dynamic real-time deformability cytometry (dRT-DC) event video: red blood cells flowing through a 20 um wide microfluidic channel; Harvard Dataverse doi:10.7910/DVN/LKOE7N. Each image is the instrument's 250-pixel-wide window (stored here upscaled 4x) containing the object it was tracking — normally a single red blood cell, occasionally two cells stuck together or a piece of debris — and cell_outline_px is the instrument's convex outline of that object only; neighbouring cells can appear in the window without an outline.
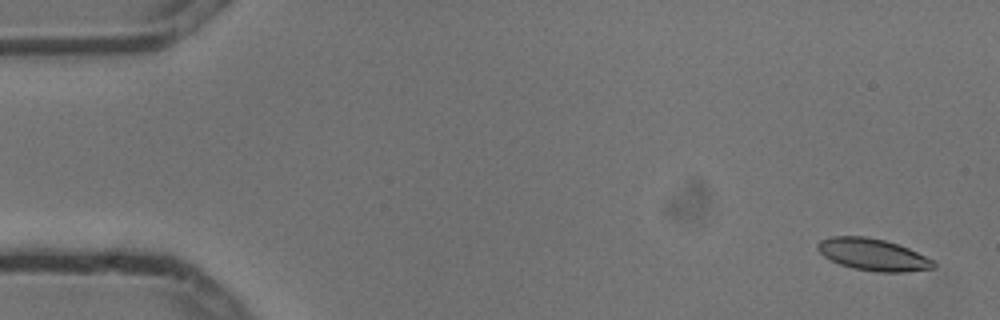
{"species": "common noctule bat (a hibernating species)", "species_latin": "Nyctalus noctula", "temperature_condition": "cold", "stored_images_in_passage": 5, "segment_of_instrument_passage": [1, 2], "camera_frame_rate_fps": 3000, "um_per_image_px": 0.085, "animal": {"sex": "male", "body_mass_g": 13.3}, "frame": {"image": 1, "passage_image": 1, "time_ms": 0.0, "image_size_px": [1000, 320], "cell_outline_px": [[936, 268], [908, 272], [876, 272], [852, 268], [840, 264], [824, 256], [816, 248], [816, 244], [820, 240], [832, 236], [864, 236], [884, 240], [908, 248], [932, 260], [936, 264]], "centroid_in_image_um": [74.19, 21.65], "position_along_channel_um": 10.8, "area_um2": 21.5}}
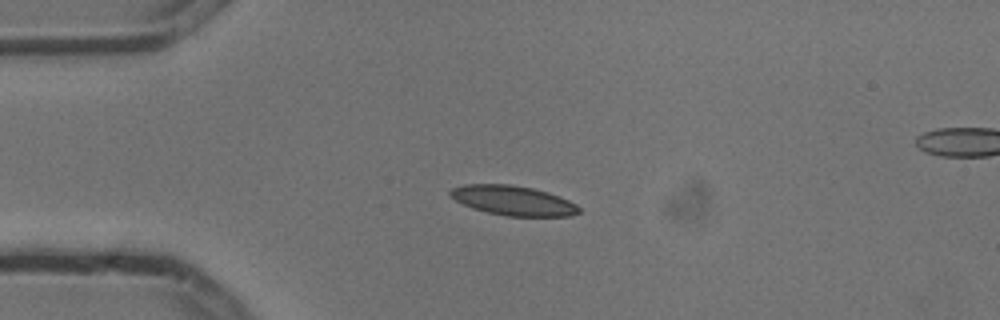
{"frame": {"image": 2, "passage_image": 4, "time_ms": 1.0, "image_size_px": [1000, 320], "cell_outline_px": [[580, 212], [572, 216], [508, 216], [488, 212], [472, 208], [448, 196], [448, 192], [452, 188], [464, 184], [508, 184], [532, 188], [548, 192], [560, 196], [576, 204], [580, 208]], "centroid_in_image_um": [43.61, 17.04], "position_along_channel_um": 41.4, "area_um2": 22.25}}